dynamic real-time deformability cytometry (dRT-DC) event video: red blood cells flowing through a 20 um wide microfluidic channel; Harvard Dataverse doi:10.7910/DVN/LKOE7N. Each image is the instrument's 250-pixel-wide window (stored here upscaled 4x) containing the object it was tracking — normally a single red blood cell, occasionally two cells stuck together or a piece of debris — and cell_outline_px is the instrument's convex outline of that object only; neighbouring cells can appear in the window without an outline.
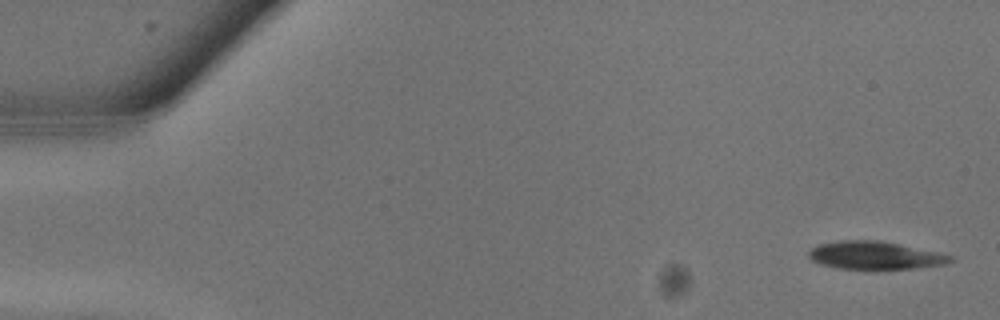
{"species": "common noctule bat (a hibernating species)", "species_latin": "Nyctalus noctula", "temperature_condition": "warm", "stored_images_in_passage": 11, "camera_frame_rate_fps": 3000, "um_per_image_px": 0.085, "animal": {"sex": "male", "body_mass_g": 13.3}, "frame": {"image": 1, "passage_image": 1, "time_ms": 0.0, "image_size_px": [1000, 320], "cell_outline_px": [[952, 260], [944, 264], [912, 268], [836, 268], [820, 264], [812, 260], [808, 256], [808, 252], [812, 248], [820, 244], [840, 240], [880, 240], [940, 252], [952, 256]], "centroid_in_image_um": [74.35, 21.69], "position_along_channel_um": 10.6, "area_um2": 22.72}}
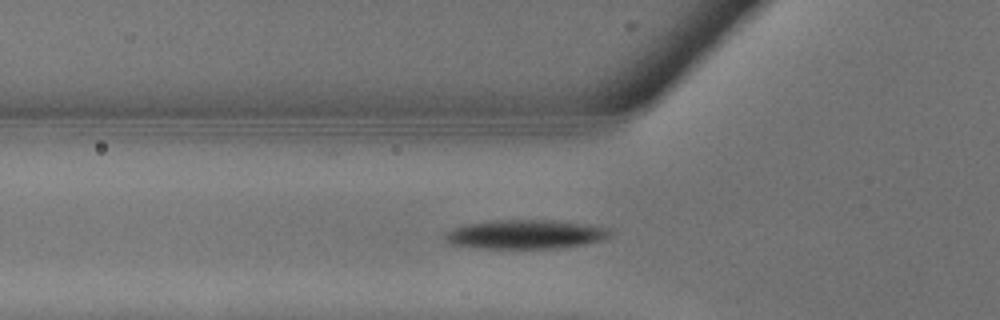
{"frame": {"image": 2, "passage_image": 9, "time_ms": 2.667, "image_size_px": [1000, 320], "cell_outline_px": [[608, 236], [604, 240], [584, 244], [560, 248], [476, 248], [448, 244], [440, 236], [444, 232], [452, 228], [464, 224], [492, 220], [560, 220], [592, 224], [608, 228]], "centroid_in_image_um": [44.58, 19.91], "position_along_channel_um": 81.2, "area_um2": 28.55}}
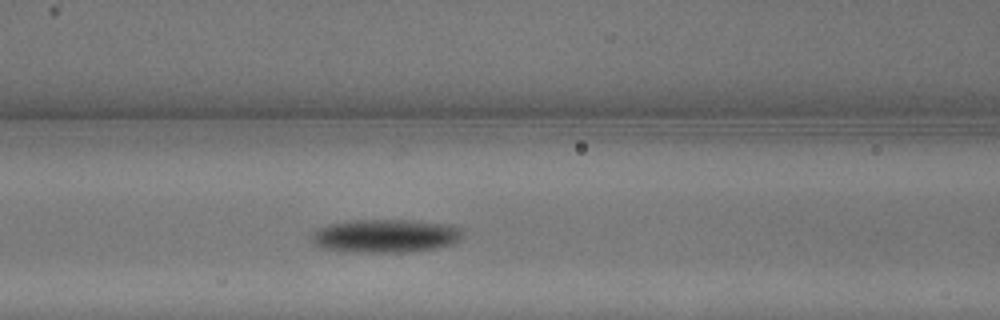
{"frame": {"image": 3, "passage_image": 11, "time_ms": 3.333, "image_size_px": [1000, 320], "cell_outline_px": [[464, 236], [460, 240], [452, 244], [436, 248], [404, 252], [344, 252], [320, 248], [312, 244], [308, 240], [312, 232], [316, 228], [328, 224], [356, 220], [408, 220], [452, 224], [460, 228], [464, 232]], "centroid_in_image_um": [32.71, 20.05], "position_along_channel_um": 133.9, "area_um2": 30.0}}